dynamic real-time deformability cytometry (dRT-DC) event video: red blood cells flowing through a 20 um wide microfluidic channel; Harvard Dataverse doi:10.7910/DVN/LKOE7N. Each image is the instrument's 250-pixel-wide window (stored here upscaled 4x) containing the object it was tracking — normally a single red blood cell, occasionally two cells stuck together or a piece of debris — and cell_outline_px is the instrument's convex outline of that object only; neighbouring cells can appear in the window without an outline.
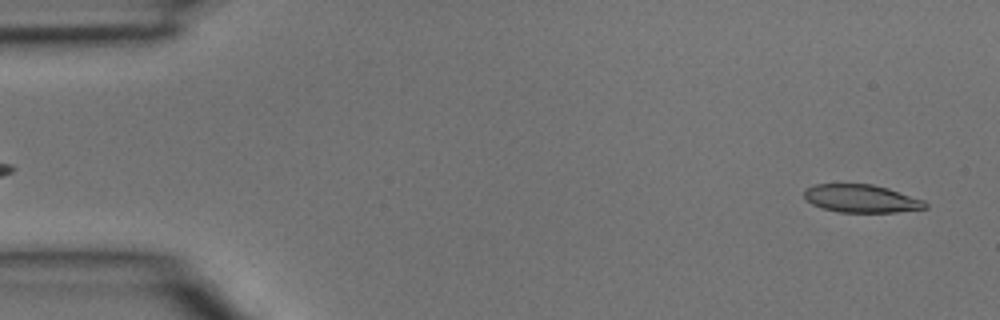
{"species": "common noctule bat (a hibernating species)", "species_latin": "Nyctalus noctula", "temperature_condition": "room temperature", "stored_images_in_passage": 4, "camera_frame_rate_fps": 3000, "um_per_image_px": 0.085, "animal": {"sex": "male", "body_mass_g": 15.6}, "frame": {"image": 1, "passage_image": 4, "time_ms": 1.0, "image_size_px": [1000, 320], "cell_outline_px": [[928, 208], [896, 212], [840, 212], [824, 208], [812, 204], [804, 196], [804, 188], [816, 184], [872, 184], [888, 188], [924, 200], [928, 204]], "centroid_in_image_um": [73.23, 16.87], "position_along_channel_um": 11.8, "area_um2": 19.65}}